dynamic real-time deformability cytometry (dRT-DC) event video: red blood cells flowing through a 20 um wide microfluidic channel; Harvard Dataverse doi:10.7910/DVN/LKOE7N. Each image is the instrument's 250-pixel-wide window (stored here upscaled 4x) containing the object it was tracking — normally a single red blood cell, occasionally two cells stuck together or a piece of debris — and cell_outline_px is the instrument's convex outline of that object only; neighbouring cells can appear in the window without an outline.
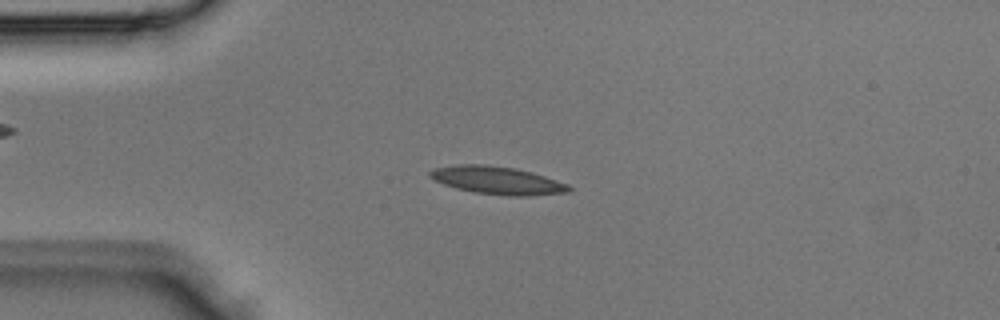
{"species": "Egyptian fruit bat (a non-hibernating species)", "species_latin": "Rousettus aegyptiacus", "temperature_condition": "room temperature", "stored_images_in_passage": 2, "camera_frame_rate_fps": 3000, "um_per_image_px": 0.085, "animal": {"sex": "male"}, "frame": {"image": 1, "passage_image": 2, "time_ms": 0.333, "image_size_px": [1000, 320], "cell_outline_px": [[572, 188], [568, 192], [532, 196], [508, 196], [476, 192], [456, 188], [444, 184], [428, 176], [428, 172], [432, 168], [456, 164], [484, 164], [516, 168], [532, 172], [568, 184]], "centroid_in_image_um": [42.26, 15.32], "position_along_channel_um": 42.7, "area_um2": 22.6}}